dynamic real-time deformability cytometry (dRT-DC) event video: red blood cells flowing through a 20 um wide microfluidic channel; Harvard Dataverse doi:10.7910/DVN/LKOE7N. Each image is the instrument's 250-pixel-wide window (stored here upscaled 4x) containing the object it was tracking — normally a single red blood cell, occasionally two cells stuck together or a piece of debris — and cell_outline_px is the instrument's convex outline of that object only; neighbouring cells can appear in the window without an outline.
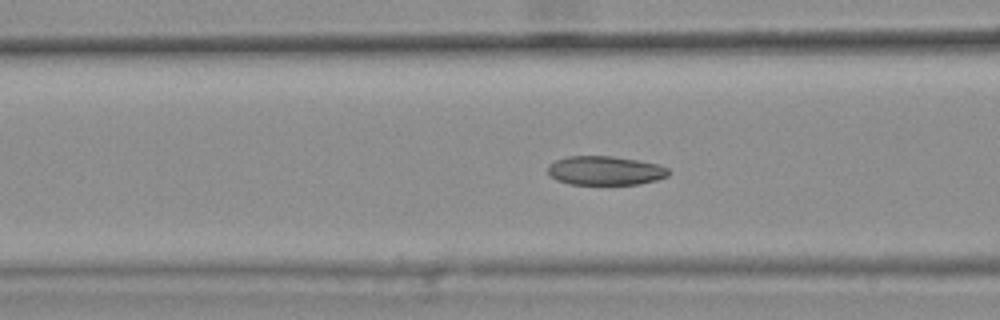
{"species": "common noctule bat (a hibernating species)", "species_latin": "Nyctalus noctula", "temperature_condition": "warm", "stored_images_in_passage": 5, "camera_frame_rate_fps": 3000, "um_per_image_px": 0.085, "animal": {"sex": "female", "body_mass_g": 25.1}, "frame": {"image": 1, "passage_image": 5, "time_ms": 1.333, "image_size_px": [1000, 320], "cell_outline_px": [[668, 176], [656, 180], [640, 184], [568, 184], [556, 180], [548, 176], [548, 164], [556, 160], [568, 156], [612, 156], [660, 164], [668, 168]], "centroid_in_image_um": [51.41, 14.5], "position_along_channel_um": 115.2, "area_um2": 20.52}}